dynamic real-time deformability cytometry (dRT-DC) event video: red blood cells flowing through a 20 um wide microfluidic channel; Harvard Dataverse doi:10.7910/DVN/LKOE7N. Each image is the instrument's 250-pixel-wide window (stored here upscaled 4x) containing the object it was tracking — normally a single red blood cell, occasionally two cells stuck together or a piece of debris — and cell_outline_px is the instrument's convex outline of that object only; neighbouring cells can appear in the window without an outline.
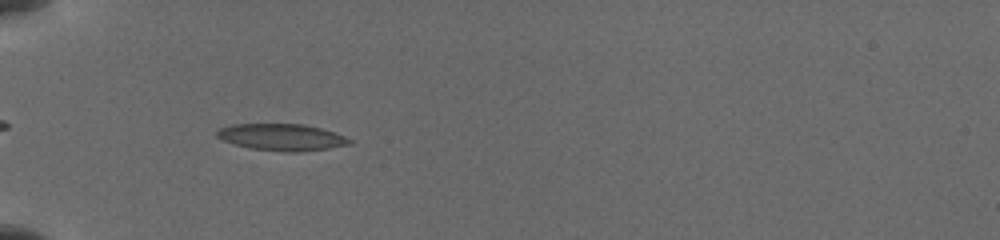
{"species": "common noctule bat (a hibernating species)", "species_latin": "Nyctalus noctula", "temperature_condition": "cold", "stored_images_in_passage": 16, "camera_frame_rate_fps": 3000, "um_per_image_px": 0.085, "animal": {"sex": "female", "body_mass_g": 19.5, "forearm_length_mm": 54.1}, "frame": {"image": 1, "passage_image": 3, "time_ms": 1.333, "image_size_px": [1000, 240], "cell_outline_px": [[352, 144], [328, 148], [300, 152], [288, 152], [248, 148], [224, 140], [216, 136], [216, 132], [220, 128], [232, 124], [304, 124], [336, 132], [352, 140]], "centroid_in_image_um": [23.97, 11.66], "position_along_channel_um": 61.0, "area_um2": 20.63}}
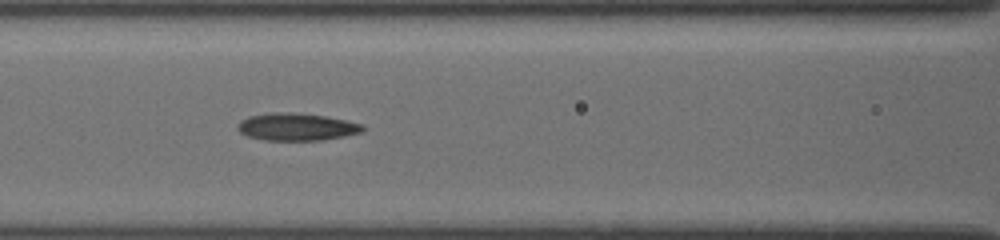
{"frame": {"image": 2, "passage_image": 9, "time_ms": 3.667, "image_size_px": [1000, 240], "cell_outline_px": [[364, 128], [360, 132], [344, 136], [320, 140], [268, 140], [248, 136], [240, 132], [236, 128], [240, 120], [248, 116], [324, 116], [364, 124]], "centroid_in_image_um": [25.25, 10.85], "position_along_channel_um": 141.3, "area_um2": 18.44}}
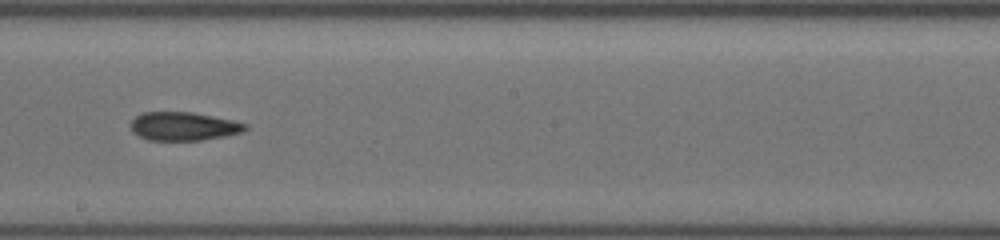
{"frame": {"image": 3, "passage_image": 15, "time_ms": 6.0, "image_size_px": [1000, 240], "cell_outline_px": [[248, 128], [244, 132], [228, 136], [200, 140], [148, 140], [132, 132], [132, 120], [136, 116], [144, 112], [192, 112], [232, 120], [248, 124]], "centroid_in_image_um": [15.65, 10.74], "position_along_channel_um": 232.6, "area_um2": 19.02}}